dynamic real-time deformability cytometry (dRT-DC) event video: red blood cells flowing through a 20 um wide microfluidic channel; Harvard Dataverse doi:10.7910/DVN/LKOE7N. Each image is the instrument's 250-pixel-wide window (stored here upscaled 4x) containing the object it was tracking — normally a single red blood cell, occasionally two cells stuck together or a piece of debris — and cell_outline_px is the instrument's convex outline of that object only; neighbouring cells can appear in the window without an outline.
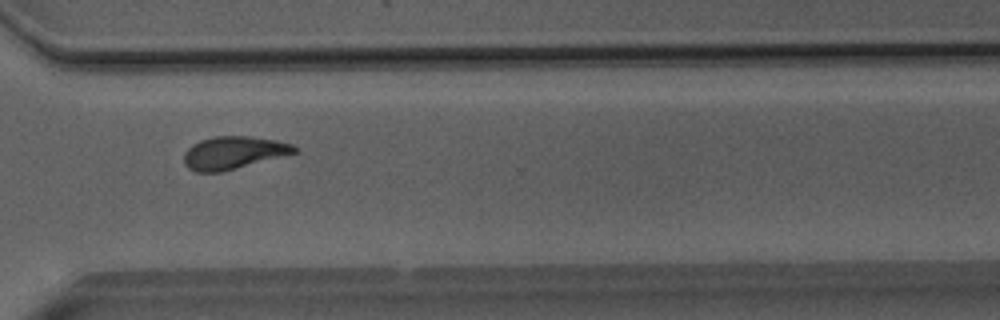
{"species": "Egyptian fruit bat (a non-hibernating species)", "species_latin": "Rousettus aegyptiacus", "temperature_condition": "room temperature", "stored_images_in_passage": 48, "camera_frame_rate_fps": 3000, "um_per_image_px": 0.085, "animal": {"sex": "male"}, "frame": {"image": 1, "passage_image": 35, "time_ms": 11.333, "image_size_px": [1000, 320], "cell_outline_px": [[300, 152], [220, 172], [196, 172], [188, 168], [184, 164], [184, 152], [192, 144], [200, 140], [216, 136], [252, 136], [276, 140], [292, 144], [300, 148]], "centroid_in_image_um": [19.88, 12.97], "position_along_channel_um": 350.7, "area_um2": 21.21}}
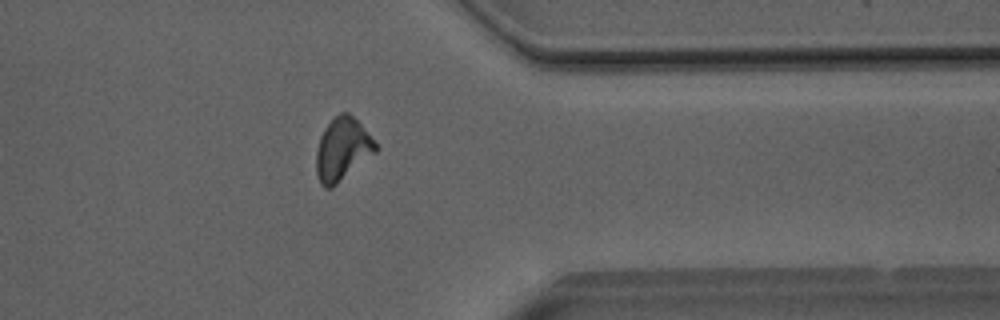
{"frame": {"image": 2, "passage_image": 38, "time_ms": 12.333, "image_size_px": [1000, 320], "cell_outline_px": [[376, 152], [332, 188], [324, 188], [320, 184], [316, 172], [316, 152], [320, 136], [324, 128], [340, 112], [348, 112], [360, 124], [376, 144]], "centroid_in_image_um": [29.06, 12.71], "position_along_channel_um": 382.3, "area_um2": 21.39}}
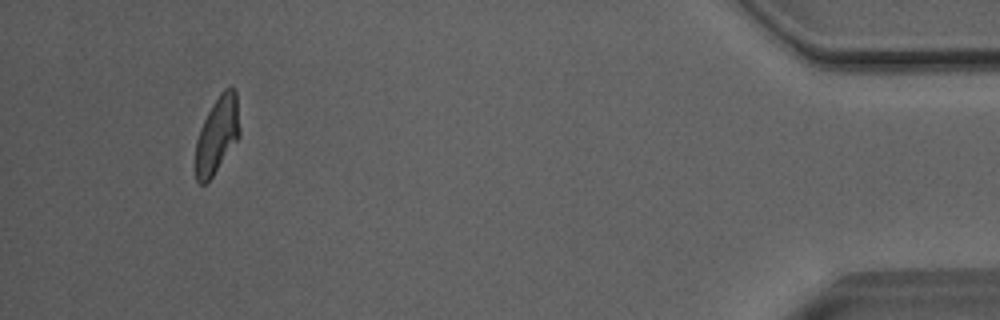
{"frame": {"image": 3, "passage_image": 45, "time_ms": 14.667, "image_size_px": [1000, 320], "cell_outline_px": [[240, 136], [212, 176], [204, 184], [200, 184], [196, 180], [196, 140], [200, 128], [212, 104], [220, 92], [224, 88], [236, 88], [240, 132]], "centroid_in_image_um": [18.47, 11.43], "position_along_channel_um": 416.7, "area_um2": 19.54}, "authors_computed_cell_mechanics": {"area_um2": 21.3571, "velocity_mm_per_s": 4.0632, "shape_relaxation_time_tau1_ms": 5.8475, "shape_relaxation_time_tau2_ms": 1.2587, "deformation_change_tau1": 0.212, "deformation_change_tau2": 0.0816}}